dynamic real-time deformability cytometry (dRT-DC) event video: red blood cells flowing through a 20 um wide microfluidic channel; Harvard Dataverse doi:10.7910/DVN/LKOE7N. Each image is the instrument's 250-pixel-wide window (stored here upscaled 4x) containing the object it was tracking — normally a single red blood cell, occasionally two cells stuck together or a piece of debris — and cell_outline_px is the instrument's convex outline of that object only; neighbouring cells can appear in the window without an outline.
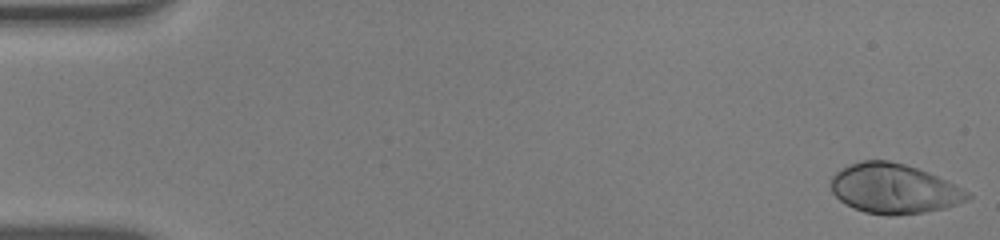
{"species": "human", "species_latin": "Homo sapiens", "temperature_condition": "warm", "stored_images_in_passage": 52, "camera_frame_rate_fps": 3000, "um_per_image_px": 0.085, "donor": {"sex": "male"}, "frame": {"image": 1, "passage_image": 1, "time_ms": 0.0, "image_size_px": [1000, 240], "cell_outline_px": [[972, 196], [956, 204], [944, 208], [924, 212], [888, 216], [864, 212], [840, 200], [832, 192], [828, 184], [832, 176], [836, 172], [860, 160], [888, 160], [904, 164], [928, 172], [968, 192]], "centroid_in_image_um": [75.93, 16.03], "position_along_channel_um": 9.1, "area_um2": 39.13}}
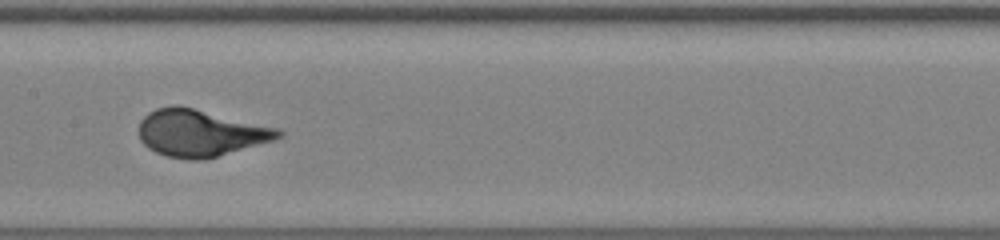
{"frame": {"image": 2, "passage_image": 27, "time_ms": 8.667, "image_size_px": [1000, 240], "cell_outline_px": [[284, 136], [272, 140], [216, 156], [200, 160], [192, 160], [168, 156], [156, 152], [148, 148], [140, 140], [140, 120], [148, 112], [156, 108], [172, 104], [176, 104], [276, 128], [284, 132]], "centroid_in_image_um": [16.97, 11.29], "position_along_channel_um": 190.4, "area_um2": 37.45}}
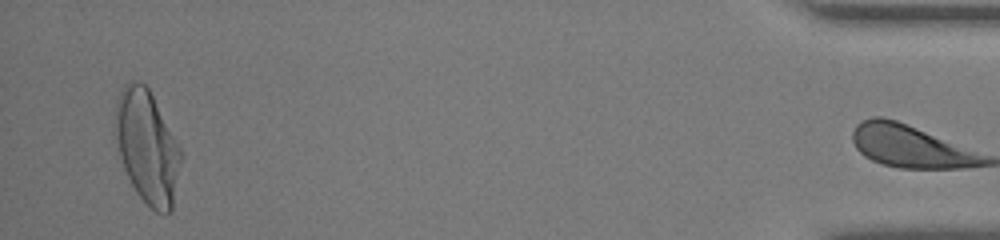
{"frame": {"image": 3, "passage_image": 51, "time_ms": 16.667, "image_size_px": [1000, 240], "cell_outline_px": [[184, 156], [172, 208], [164, 216], [156, 212], [136, 192], [124, 168], [112, 132], [112, 124], [116, 104], [120, 92], [128, 80], [136, 80], [144, 84], [148, 88], [180, 144]], "centroid_in_image_um": [12.51, 12.46], "position_along_channel_um": 422.7, "area_um2": 44.1}, "authors_computed_cell_mechanics": {"area_um2": 37.6856, "velocity_mm_per_s": 3.908, "shape_relaxation_time_tau1_ms": 3.187, "shape_relaxation_time_tau2_ms": null, "deformation_change_tau1": 0.2156, "deformation_change_tau2": null}}